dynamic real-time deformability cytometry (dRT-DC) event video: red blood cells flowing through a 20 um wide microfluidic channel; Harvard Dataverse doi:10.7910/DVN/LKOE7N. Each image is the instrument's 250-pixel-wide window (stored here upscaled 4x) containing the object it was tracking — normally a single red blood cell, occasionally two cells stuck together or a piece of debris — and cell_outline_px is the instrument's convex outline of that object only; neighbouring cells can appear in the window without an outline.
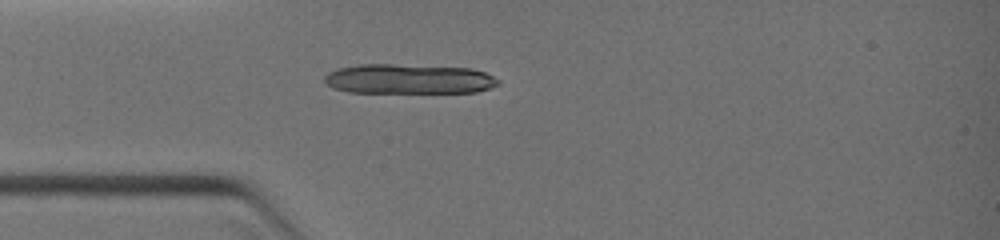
{"species": "common noctule bat (a hibernating species)", "species_latin": "Nyctalus noctula", "temperature_condition": "warm", "stored_images_in_passage": 2, "camera_frame_rate_fps": 3000, "um_per_image_px": 0.085, "animal": {"sex": "female", "body_mass_g": 19.0, "forearm_length_mm": 51.5}, "frame": {"image": 1, "passage_image": 2, "time_ms": 1.0, "image_size_px": [1000, 240], "cell_outline_px": [[500, 84], [476, 92], [348, 92], [332, 88], [324, 80], [324, 76], [328, 72], [336, 68], [356, 64], [392, 64], [472, 68], [484, 72], [500, 80]], "centroid_in_image_um": [34.71, 6.7], "position_along_channel_um": 50.3, "area_um2": 30.23}}